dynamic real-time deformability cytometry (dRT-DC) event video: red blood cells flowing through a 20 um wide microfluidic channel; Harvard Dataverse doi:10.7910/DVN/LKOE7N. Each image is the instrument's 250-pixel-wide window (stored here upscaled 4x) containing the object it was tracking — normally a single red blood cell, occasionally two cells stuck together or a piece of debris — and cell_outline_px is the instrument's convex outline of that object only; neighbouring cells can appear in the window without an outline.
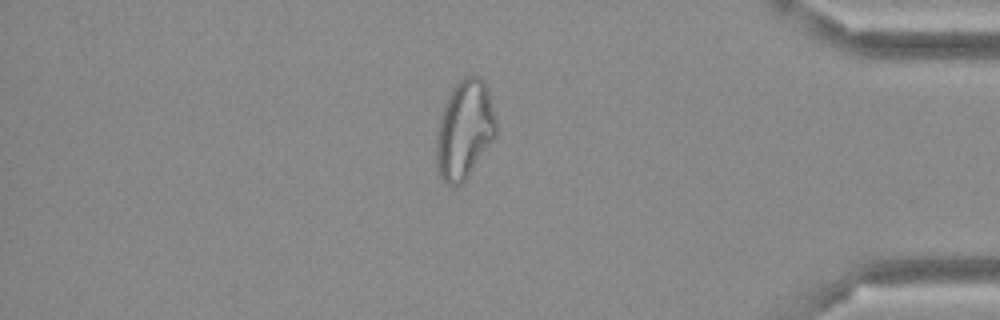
{"species": "Egyptian fruit bat (a non-hibernating species)", "species_latin": "Rousettus aegyptiacus", "temperature_condition": "cold", "stored_images_in_passage": 49, "camera_frame_rate_fps": 3000, "um_per_image_px": 0.085, "frame": {"image": 1, "passage_image": 42, "time_ms": 13.667, "image_size_px": [1000, 320], "cell_outline_px": [[496, 136], [468, 176], [456, 188], [452, 188], [444, 184], [436, 172], [436, 132], [440, 116], [444, 104], [452, 88], [464, 76], [480, 76], [484, 80], [488, 92], [496, 120]], "centroid_in_image_um": [39.45, 11.08], "position_along_channel_um": 395.8, "area_um2": 34.74}}